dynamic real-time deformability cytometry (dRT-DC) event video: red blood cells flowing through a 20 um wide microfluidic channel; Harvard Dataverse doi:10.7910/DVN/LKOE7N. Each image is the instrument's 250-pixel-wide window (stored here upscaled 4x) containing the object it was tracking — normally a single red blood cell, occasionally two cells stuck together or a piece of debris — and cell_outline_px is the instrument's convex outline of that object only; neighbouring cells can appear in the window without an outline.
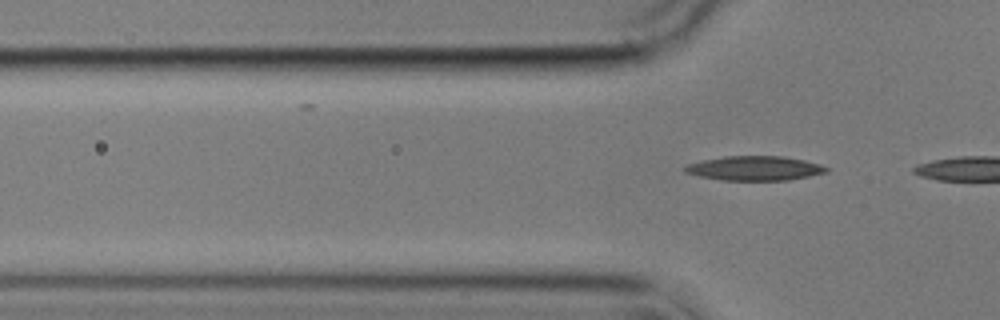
{"species": "common noctule bat (a hibernating species)", "species_latin": "Nyctalus noctula", "temperature_condition": "cold", "stored_images_in_passage": 2, "camera_frame_rate_fps": 3000, "um_per_image_px": 0.085, "animal": {"sex": "male", "body_mass_g": 17.9}, "frame": {"image": 1, "passage_image": 2, "time_ms": 1.333, "image_size_px": [1000, 320], "cell_outline_px": [[828, 172], [788, 180], [720, 180], [700, 176], [684, 172], [684, 168], [688, 164], [704, 160], [724, 156], [784, 156], [804, 160], [820, 164], [828, 168]], "centroid_in_image_um": [64.16, 14.3], "position_along_channel_um": 61.6, "area_um2": 20.0}}